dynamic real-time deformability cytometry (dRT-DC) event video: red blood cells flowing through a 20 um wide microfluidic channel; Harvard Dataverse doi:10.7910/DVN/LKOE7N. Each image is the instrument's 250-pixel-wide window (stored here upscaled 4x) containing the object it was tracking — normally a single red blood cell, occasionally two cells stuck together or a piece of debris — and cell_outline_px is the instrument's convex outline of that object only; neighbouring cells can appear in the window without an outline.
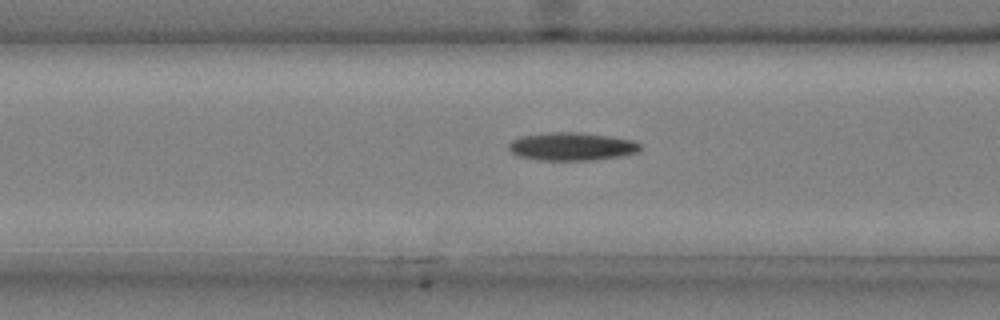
{"species": "common noctule bat (a hibernating species)", "species_latin": "Nyctalus noctula", "temperature_condition": "cold", "stored_images_in_passage": 33, "camera_frame_rate_fps": 3000, "um_per_image_px": 0.085, "animal": {"sex": "male", "body_mass_g": 20.4}, "frame": {"image": 1, "passage_image": 10, "time_ms": 3.0, "image_size_px": [1000, 320], "cell_outline_px": [[640, 152], [620, 156], [596, 160], [540, 160], [516, 156], [508, 148], [508, 144], [512, 140], [520, 136], [552, 132], [580, 132], [608, 136], [632, 140], [640, 144]], "centroid_in_image_um": [48.58, 12.45], "position_along_channel_um": 118.0, "area_um2": 21.56}}
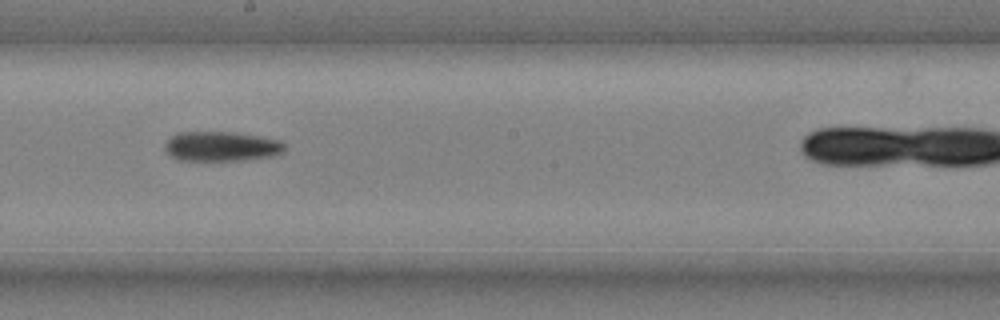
{"frame": {"image": 2, "passage_image": 19, "time_ms": 6.0, "image_size_px": [1000, 320], "cell_outline_px": [[284, 152], [272, 156], [240, 160], [180, 160], [172, 156], [164, 148], [164, 144], [176, 132], [236, 132], [284, 140]], "centroid_in_image_um": [18.85, 12.42], "position_along_channel_um": 229.3, "area_um2": 20.81}}
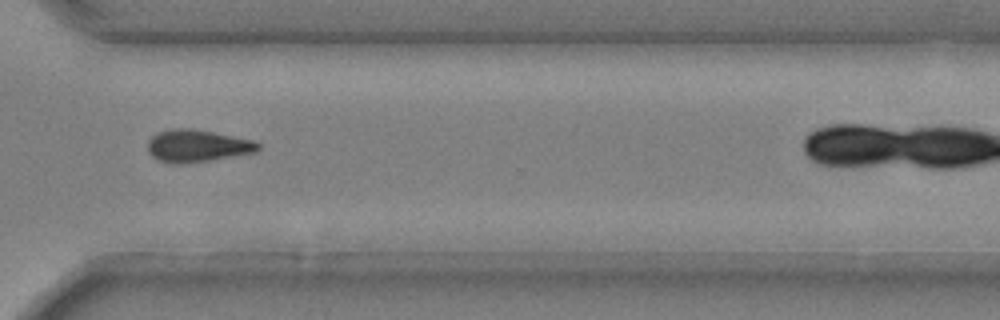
{"frame": {"image": 3, "passage_image": 29, "time_ms": 9.333, "image_size_px": [1000, 320], "cell_outline_px": [[260, 148], [256, 152], [208, 160], [180, 164], [172, 164], [160, 160], [152, 156], [148, 152], [148, 140], [156, 132], [172, 128], [192, 128], [256, 140], [260, 144]], "centroid_in_image_um": [16.76, 12.38], "position_along_channel_um": 353.8, "area_um2": 20.87}}